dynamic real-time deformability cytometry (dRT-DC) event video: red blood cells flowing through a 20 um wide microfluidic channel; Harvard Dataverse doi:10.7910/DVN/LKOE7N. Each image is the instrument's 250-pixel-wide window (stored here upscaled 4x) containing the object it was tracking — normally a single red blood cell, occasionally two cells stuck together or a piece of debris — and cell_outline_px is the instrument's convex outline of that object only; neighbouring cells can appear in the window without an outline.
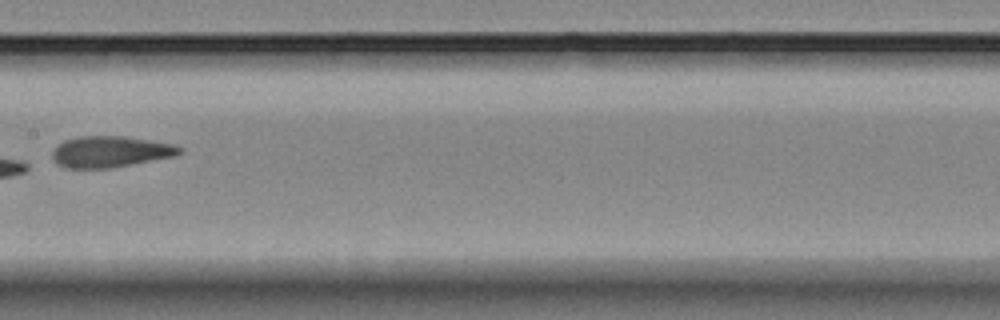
{"species": "Egyptian fruit bat (a non-hibernating species)", "species_latin": "Rousettus aegyptiacus", "temperature_condition": "room temperature", "stored_images_in_passage": 7, "camera_frame_rate_fps": 3000, "um_per_image_px": 0.085, "animal": {"sex": "female"}, "frame": {"image": 1, "passage_image": 6, "time_ms": 6.667, "image_size_px": [1000, 320], "cell_outline_px": [[184, 152], [176, 156], [112, 168], [64, 168], [56, 164], [52, 156], [52, 152], [64, 140], [80, 136], [124, 136], [172, 144], [184, 148]], "centroid_in_image_um": [9.4, 12.9], "position_along_channel_um": 198.0, "area_um2": 23.24}}
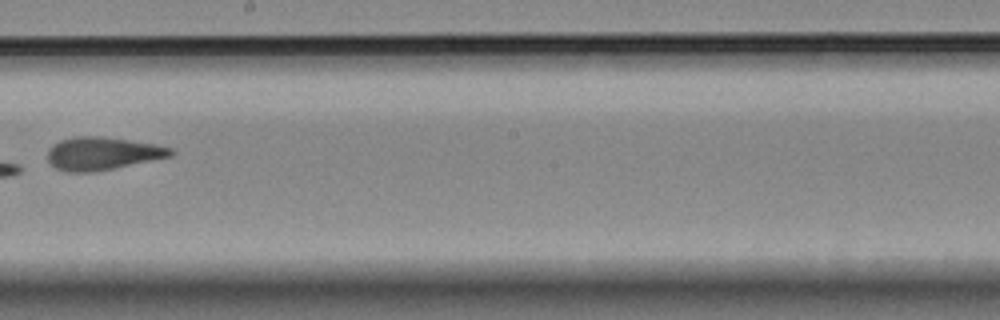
{"frame": {"image": 2, "passage_image": 7, "time_ms": 7.667, "image_size_px": [1000, 320], "cell_outline_px": [[176, 152], [172, 156], [92, 172], [64, 172], [56, 168], [48, 160], [48, 148], [52, 144], [60, 140], [76, 136], [100, 136], [156, 144], [172, 148]], "centroid_in_image_um": [8.69, 13.04], "position_along_channel_um": 239.5, "area_um2": 23.52}}